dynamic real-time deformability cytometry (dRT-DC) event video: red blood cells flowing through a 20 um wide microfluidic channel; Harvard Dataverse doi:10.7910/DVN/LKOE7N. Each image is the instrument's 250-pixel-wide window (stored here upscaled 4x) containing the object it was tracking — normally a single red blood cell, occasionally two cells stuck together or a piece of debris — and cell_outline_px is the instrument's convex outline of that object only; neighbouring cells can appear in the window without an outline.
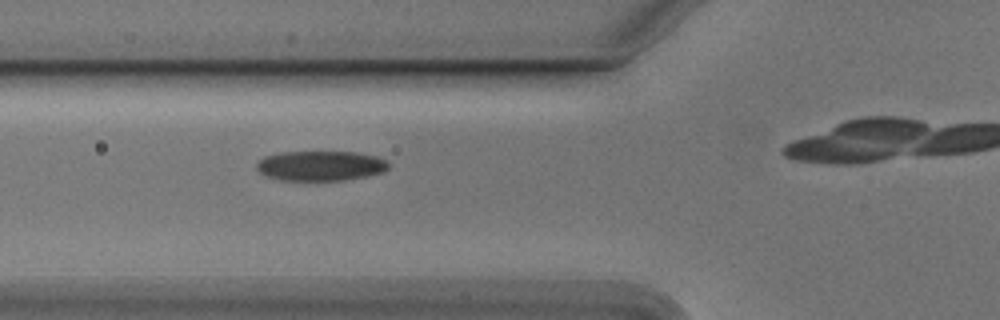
{"species": "Egyptian fruit bat (a non-hibernating species)", "species_latin": "Rousettus aegyptiacus", "temperature_condition": "cold", "stored_images_in_passage": 7, "camera_frame_rate_fps": 3000, "um_per_image_px": 0.085, "animal": {"sex": "male"}, "frame": {"image": 1, "passage_image": 3, "time_ms": 0.667, "image_size_px": [1000, 320], "cell_outline_px": [[388, 168], [384, 172], [368, 176], [344, 180], [280, 180], [268, 176], [260, 172], [256, 168], [256, 164], [264, 156], [280, 152], [356, 152], [376, 156], [384, 160], [388, 164]], "centroid_in_image_um": [27.25, 14.09], "position_along_channel_um": 98.6, "area_um2": 22.95}}
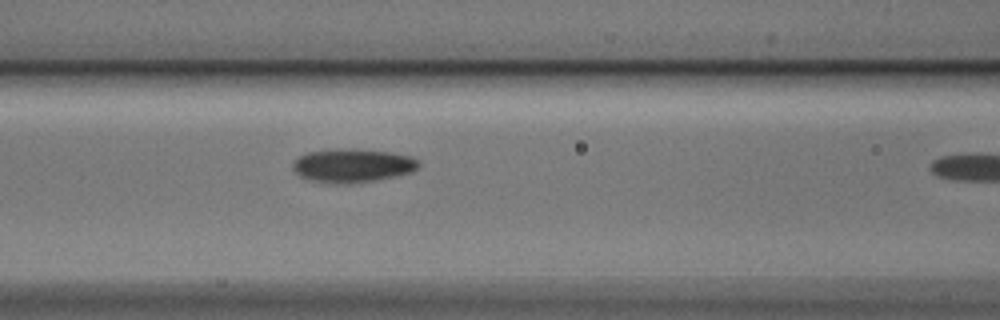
{"frame": {"image": 2, "passage_image": 6, "time_ms": 1.667, "image_size_px": [1000, 320], "cell_outline_px": [[420, 164], [412, 172], [376, 180], [348, 184], [332, 184], [308, 180], [300, 176], [292, 168], [292, 164], [300, 156], [308, 152], [348, 148], [352, 148], [388, 152], [412, 156]], "centroid_in_image_um": [29.95, 14.08], "position_along_channel_um": 136.7, "area_um2": 24.62}}